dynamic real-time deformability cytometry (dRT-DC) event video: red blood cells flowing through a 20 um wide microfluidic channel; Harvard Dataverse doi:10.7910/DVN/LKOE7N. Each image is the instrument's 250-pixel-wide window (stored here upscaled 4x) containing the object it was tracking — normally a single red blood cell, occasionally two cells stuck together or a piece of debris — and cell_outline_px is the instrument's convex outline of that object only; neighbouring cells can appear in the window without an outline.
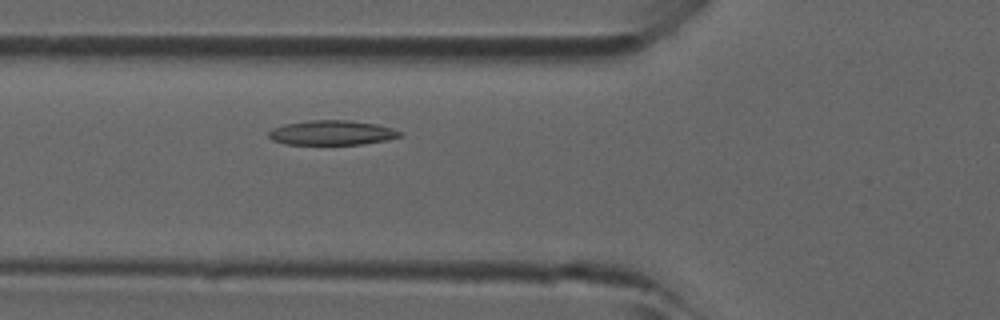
{"species": "common noctule bat (a hibernating species)", "species_latin": "Nyctalus noctula", "temperature_condition": "room temperature", "stored_images_in_passage": 39, "camera_frame_rate_fps": 3000, "um_per_image_px": 0.085, "animal": {"sex": "male", "forearm_length_mm": 52.5}, "frame": {"image": 1, "passage_image": 12, "time_ms": 3.667, "image_size_px": [1000, 320], "cell_outline_px": [[404, 136], [388, 140], [364, 144], [284, 144], [272, 140], [268, 136], [268, 132], [272, 128], [284, 124], [308, 120], [348, 120], [376, 124], [392, 128], [400, 132]], "centroid_in_image_um": [28.21, 11.28], "position_along_channel_um": 97.6, "area_um2": 18.96}}